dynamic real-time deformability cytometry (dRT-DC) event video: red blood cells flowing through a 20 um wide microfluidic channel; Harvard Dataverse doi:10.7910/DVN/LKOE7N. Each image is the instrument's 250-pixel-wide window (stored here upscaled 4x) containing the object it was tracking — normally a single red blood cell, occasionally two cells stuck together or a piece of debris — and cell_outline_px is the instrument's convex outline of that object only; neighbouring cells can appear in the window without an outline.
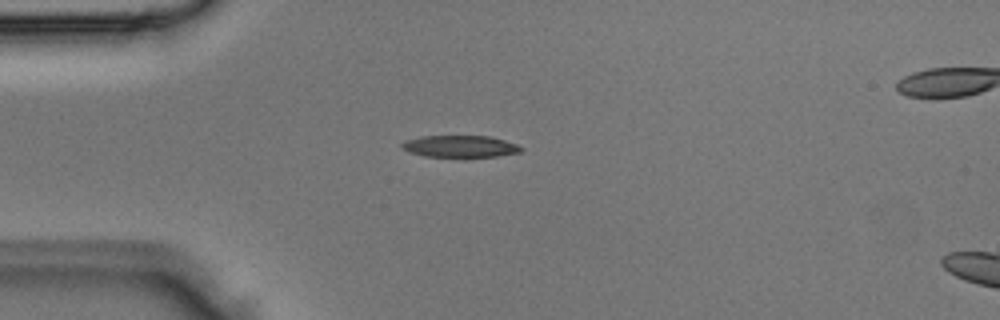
{"species": "Egyptian fruit bat (a non-hibernating species)", "species_latin": "Rousettus aegyptiacus", "temperature_condition": "room temperature", "stored_images_in_passage": 2, "camera_frame_rate_fps": 3000, "um_per_image_px": 0.085, "animal": {"sex": "male"}, "frame": {"image": 1, "passage_image": 1, "time_ms": 0.0, "image_size_px": [1000, 320], "cell_outline_px": [[524, 148], [520, 152], [496, 156], [464, 160], [424, 156], [408, 152], [400, 148], [400, 144], [404, 140], [420, 136], [488, 136], [504, 140], [516, 144]], "centroid_in_image_um": [39.05, 12.49], "position_along_channel_um": 46.0, "area_um2": 16.13}}